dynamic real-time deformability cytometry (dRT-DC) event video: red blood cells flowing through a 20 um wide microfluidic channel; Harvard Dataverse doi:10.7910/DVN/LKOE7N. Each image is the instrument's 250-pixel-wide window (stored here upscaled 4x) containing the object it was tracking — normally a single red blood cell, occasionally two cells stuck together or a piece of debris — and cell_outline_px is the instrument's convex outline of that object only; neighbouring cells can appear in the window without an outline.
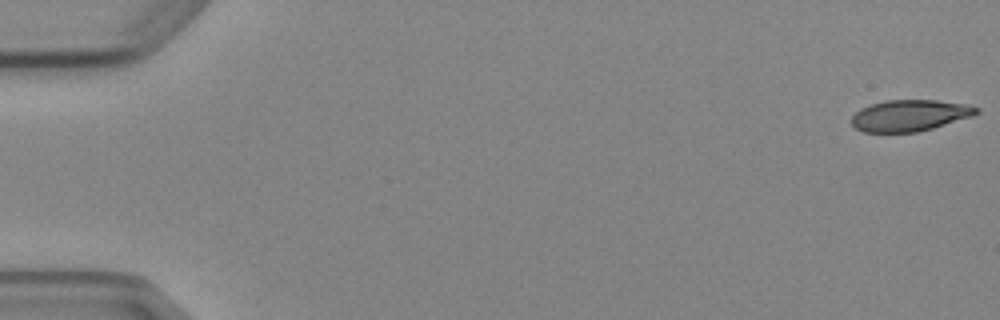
{"species": "Egyptian fruit bat (a non-hibernating species)", "species_latin": "Rousettus aegyptiacus", "temperature_condition": "cold", "stored_images_in_passage": 6, "camera_frame_rate_fps": 3000, "um_per_image_px": 0.085, "animal": {"sex": "female"}, "frame": {"image": 1, "passage_image": 1, "time_ms": 0.0, "image_size_px": [1000, 320], "cell_outline_px": [[980, 112], [972, 116], [932, 128], [916, 132], [864, 132], [856, 128], [852, 124], [852, 116], [860, 108], [884, 100], [936, 100], [968, 104], [980, 108]], "centroid_in_image_um": [77.35, 9.8], "position_along_channel_um": 7.7, "area_um2": 22.77}}
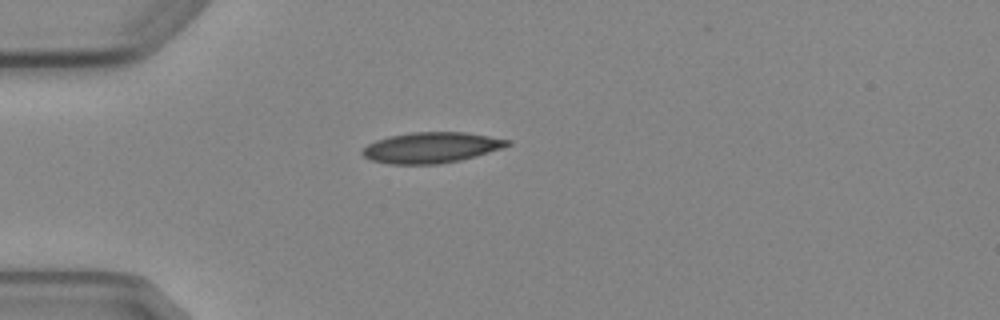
{"frame": {"image": 2, "passage_image": 5, "time_ms": 4.667, "image_size_px": [1000, 320], "cell_outline_px": [[512, 144], [504, 148], [476, 156], [460, 160], [440, 164], [388, 164], [372, 160], [364, 156], [360, 152], [368, 144], [376, 140], [388, 136], [412, 132], [464, 132], [512, 140]], "centroid_in_image_um": [36.68, 12.54], "position_along_channel_um": 48.3, "area_um2": 26.07}}